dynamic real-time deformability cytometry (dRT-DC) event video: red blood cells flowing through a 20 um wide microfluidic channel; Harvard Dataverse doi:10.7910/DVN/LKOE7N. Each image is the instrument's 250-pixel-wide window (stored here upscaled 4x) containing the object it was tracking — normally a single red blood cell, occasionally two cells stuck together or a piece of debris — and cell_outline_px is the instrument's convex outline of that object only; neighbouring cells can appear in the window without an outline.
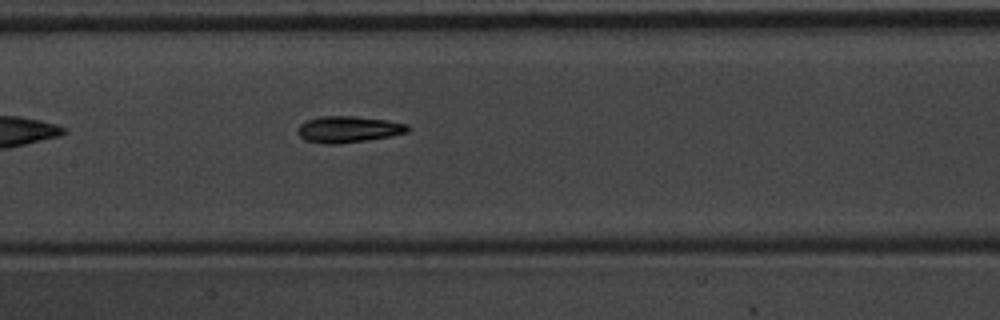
{"species": "common noctule bat (a hibernating species)", "species_latin": "Nyctalus noctula", "temperature_condition": "warm", "stored_images_in_passage": 7, "camera_frame_rate_fps": 3000, "um_per_image_px": 0.085, "animal": {"sex": "male", "body_mass_g": 20.1, "forearm_length_mm": 53.5}, "frame": {"image": 1, "passage_image": 7, "time_ms": 2.0, "image_size_px": [1000, 320], "cell_outline_px": [[408, 132], [368, 140], [340, 144], [324, 144], [304, 140], [296, 132], [296, 128], [300, 124], [308, 120], [320, 116], [356, 116], [388, 120], [408, 124]], "centroid_in_image_um": [29.57, 10.99], "position_along_channel_um": 177.8, "area_um2": 17.05}}